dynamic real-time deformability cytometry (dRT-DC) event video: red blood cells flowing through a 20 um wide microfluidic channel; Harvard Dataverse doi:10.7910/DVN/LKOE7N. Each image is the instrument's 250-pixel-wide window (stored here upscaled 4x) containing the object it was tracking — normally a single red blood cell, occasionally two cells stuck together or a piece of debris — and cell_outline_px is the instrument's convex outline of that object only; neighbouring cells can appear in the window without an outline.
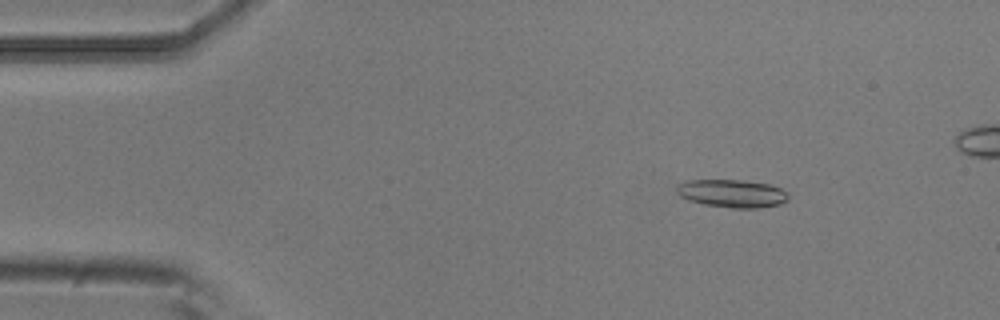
{"species": "common noctule bat (a hibernating species)", "species_latin": "Nyctalus noctula", "temperature_condition": "room temperature", "stored_images_in_passage": 6, "camera_frame_rate_fps": 3000, "um_per_image_px": 0.085, "animal": {"sex": "male", "body_mass_g": 20.5, "forearm_length_mm": 52.5}, "frame": {"image": 1, "passage_image": 2, "time_ms": 0.333, "image_size_px": [1000, 320], "cell_outline_px": [[788, 200], [780, 204], [760, 208], [732, 208], [704, 204], [688, 200], [680, 196], [676, 192], [676, 188], [680, 184], [688, 180], [744, 180], [768, 184], [780, 188], [788, 192]], "centroid_in_image_um": [62.25, 16.45], "position_along_channel_um": 22.8, "area_um2": 18.21}}
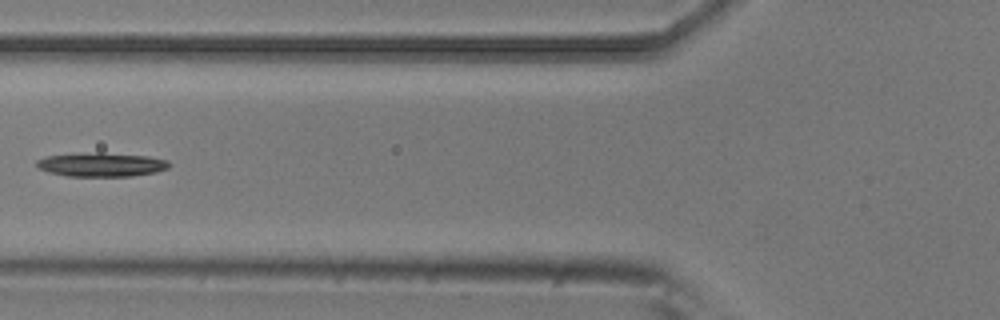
{"frame": {"image": 2, "passage_image": 5, "time_ms": 1.333, "image_size_px": [1000, 320], "cell_outline_px": [[172, 164], [168, 168], [156, 172], [132, 176], [68, 176], [48, 172], [40, 168], [36, 164], [36, 160], [44, 156], [96, 152], [100, 152], [148, 156], [168, 160]], "centroid_in_image_um": [8.65, 13.98], "position_along_channel_um": 117.2, "area_um2": 18.55}}
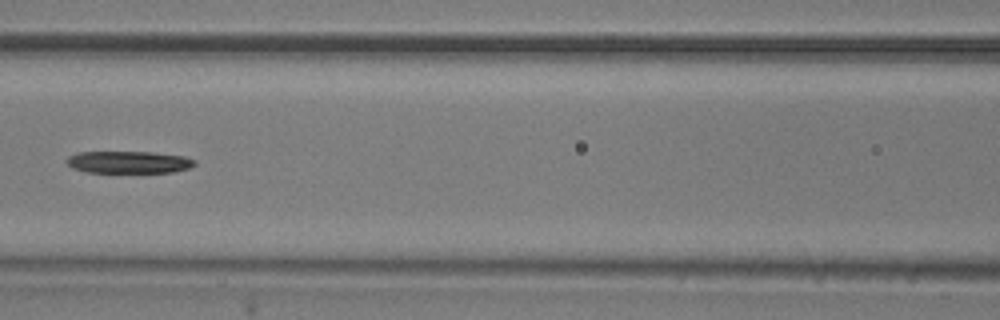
{"frame": {"image": 3, "passage_image": 6, "time_ms": 1.667, "image_size_px": [1000, 320], "cell_outline_px": [[196, 164], [188, 168], [172, 172], [88, 172], [72, 168], [64, 160], [68, 156], [76, 152], [152, 152], [184, 156], [196, 160]], "centroid_in_image_um": [10.91, 13.77], "position_along_channel_um": 155.7, "area_um2": 16.53}}